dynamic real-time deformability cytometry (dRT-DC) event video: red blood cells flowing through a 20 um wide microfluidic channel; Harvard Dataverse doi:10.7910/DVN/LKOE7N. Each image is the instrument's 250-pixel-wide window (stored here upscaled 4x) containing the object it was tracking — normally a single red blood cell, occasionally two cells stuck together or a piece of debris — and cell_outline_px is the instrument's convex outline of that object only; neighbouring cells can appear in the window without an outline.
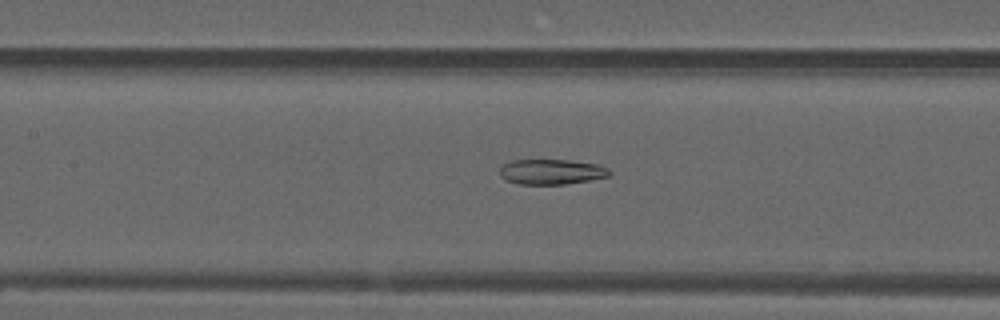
{"species": "common noctule bat (a hibernating species)", "species_latin": "Nyctalus noctula", "temperature_condition": "warm", "stored_images_in_passage": 53, "camera_frame_rate_fps": 3000, "um_per_image_px": 0.085, "animal": {"sex": "male", "forearm_length_mm": 52.5}, "frame": {"image": 1, "passage_image": 24, "time_ms": 7.667, "image_size_px": [1000, 320], "cell_outline_px": [[612, 176], [592, 180], [564, 184], [520, 184], [504, 180], [500, 176], [500, 168], [504, 164], [512, 160], [568, 160], [600, 164], [608, 168], [612, 172]], "centroid_in_image_um": [46.93, 14.6], "position_along_channel_um": 160.5, "area_um2": 16.36}}
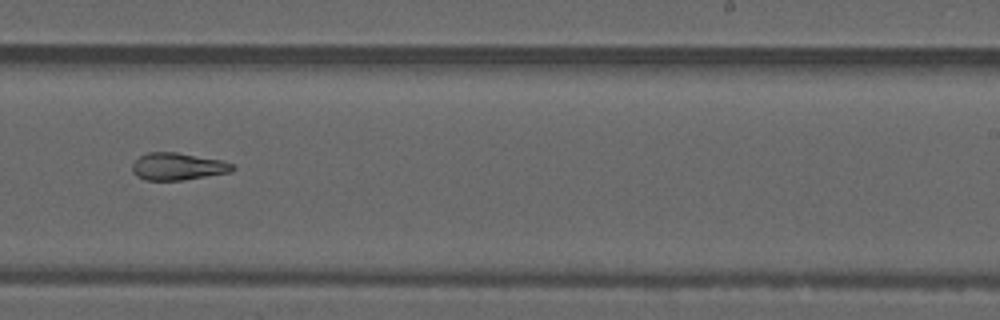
{"frame": {"image": 2, "passage_image": 33, "time_ms": 10.667, "image_size_px": [1000, 320], "cell_outline_px": [[236, 168], [232, 172], [184, 180], [144, 180], [136, 176], [132, 172], [132, 164], [140, 156], [148, 152], [176, 152], [224, 160], [232, 164]], "centroid_in_image_um": [15.13, 14.15], "position_along_channel_um": 273.9, "area_um2": 16.13}}
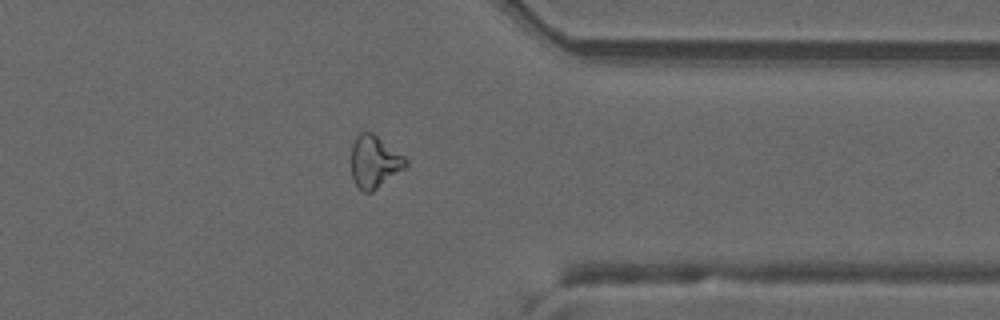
{"frame": {"image": 3, "passage_image": 42, "time_ms": 13.667, "image_size_px": [1000, 320], "cell_outline_px": [[408, 164], [404, 168], [372, 192], [364, 192], [352, 180], [352, 144], [356, 136], [360, 132], [372, 132], [404, 156], [408, 160]], "centroid_in_image_um": [31.82, 13.74], "position_along_channel_um": 379.6, "area_um2": 16.42}, "authors_computed_cell_mechanics": {"area_um2": 18.496, "velocity_mm_per_s": 3.8046, "shape_relaxation_time_tau1_ms": null, "shape_relaxation_time_tau2_ms": 4.2809, "deformation_change_tau1": null, "deformation_change_tau2": 0.1257}}